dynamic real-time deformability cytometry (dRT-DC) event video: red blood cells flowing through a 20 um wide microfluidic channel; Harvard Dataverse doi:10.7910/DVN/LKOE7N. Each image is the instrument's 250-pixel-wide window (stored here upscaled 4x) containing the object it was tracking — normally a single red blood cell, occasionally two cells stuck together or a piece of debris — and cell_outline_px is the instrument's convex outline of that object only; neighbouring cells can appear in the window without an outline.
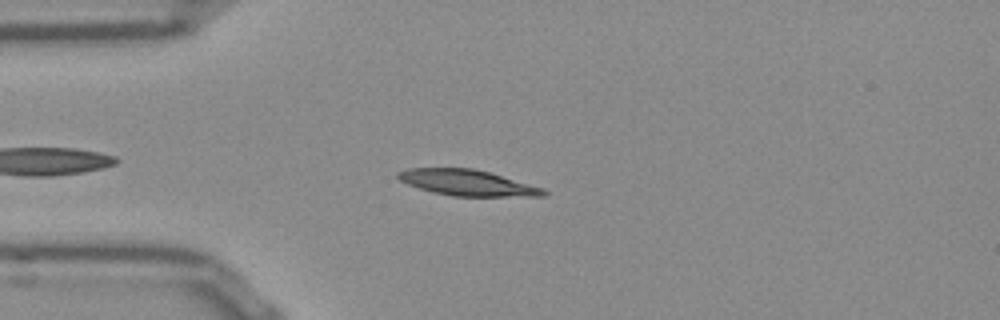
{"species": "Egyptian fruit bat (a non-hibernating species)", "species_latin": "Rousettus aegyptiacus", "temperature_condition": "room temperature", "stored_images_in_passage": 46, "camera_frame_rate_fps": 3000, "um_per_image_px": 0.085, "frame": {"image": 1, "passage_image": 7, "time_ms": 2.0, "image_size_px": [1000, 320], "cell_outline_px": [[548, 192], [544, 196], [452, 196], [432, 192], [408, 184], [400, 180], [396, 176], [396, 172], [408, 168], [472, 168], [488, 172], [544, 188]], "centroid_in_image_um": [39.7, 15.53], "position_along_channel_um": 45.3, "area_um2": 21.79}}
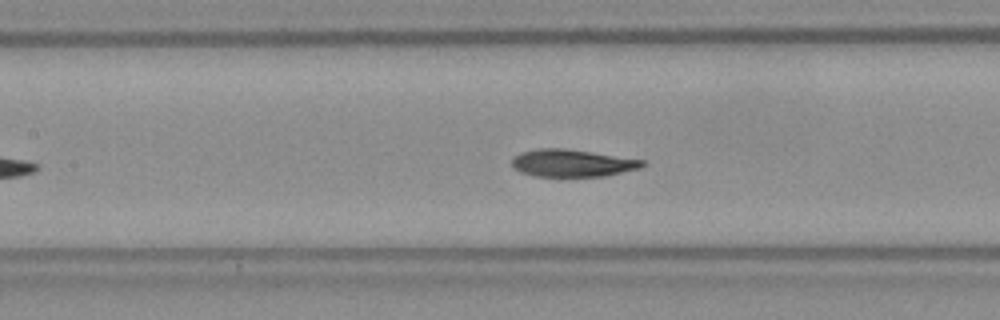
{"frame": {"image": 2, "passage_image": 17, "time_ms": 5.333, "image_size_px": [1000, 320], "cell_outline_px": [[648, 164], [640, 168], [604, 176], [536, 176], [520, 172], [512, 168], [512, 160], [520, 152], [536, 148], [564, 148], [644, 160]], "centroid_in_image_um": [48.62, 13.86], "position_along_channel_um": 158.8, "area_um2": 20.75}}
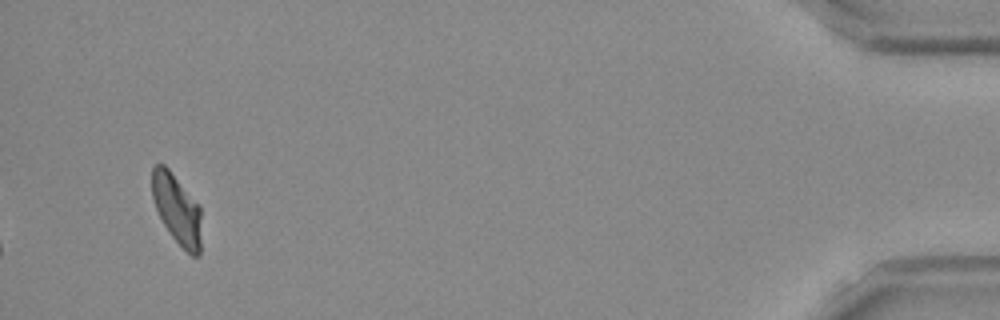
{"frame": {"image": 3, "passage_image": 44, "time_ms": 14.333, "image_size_px": [1000, 320], "cell_outline_px": [[200, 256], [192, 256], [172, 236], [164, 224], [156, 208], [152, 196], [152, 168], [156, 164], [164, 164], [168, 168], [200, 204]], "centroid_in_image_um": [15.04, 17.75], "position_along_channel_um": 420.2, "area_um2": 19.88}, "authors_computed_cell_mechanics": {"area_um2": 21.4727, "velocity_mm_per_s": 3.8207, "shape_relaxation_time_tau1_ms": 5.5074, "shape_relaxation_time_tau2_ms": 2.538, "deformation_change_tau1": 0.1627, "deformation_change_tau2": 0.0652}}